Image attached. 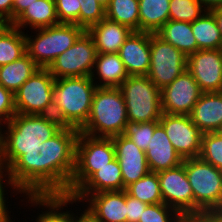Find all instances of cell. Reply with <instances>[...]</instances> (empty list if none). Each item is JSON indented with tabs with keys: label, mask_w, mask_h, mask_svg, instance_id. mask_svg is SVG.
<instances>
[{
	"label": "cell",
	"mask_w": 222,
	"mask_h": 222,
	"mask_svg": "<svg viewBox=\"0 0 222 222\" xmlns=\"http://www.w3.org/2000/svg\"><path fill=\"white\" fill-rule=\"evenodd\" d=\"M78 135V129L63 127L37 148L25 150V154L6 170L20 196L68 191L75 171Z\"/></svg>",
	"instance_id": "6da1fadb"
},
{
	"label": "cell",
	"mask_w": 222,
	"mask_h": 222,
	"mask_svg": "<svg viewBox=\"0 0 222 222\" xmlns=\"http://www.w3.org/2000/svg\"><path fill=\"white\" fill-rule=\"evenodd\" d=\"M63 127L53 115L16 113L1 126L0 166L6 171L25 150L37 148Z\"/></svg>",
	"instance_id": "7a4b0ae2"
},
{
	"label": "cell",
	"mask_w": 222,
	"mask_h": 222,
	"mask_svg": "<svg viewBox=\"0 0 222 222\" xmlns=\"http://www.w3.org/2000/svg\"><path fill=\"white\" fill-rule=\"evenodd\" d=\"M96 88L90 76L55 79L52 115L64 127L80 130L89 118Z\"/></svg>",
	"instance_id": "3957f363"
},
{
	"label": "cell",
	"mask_w": 222,
	"mask_h": 222,
	"mask_svg": "<svg viewBox=\"0 0 222 222\" xmlns=\"http://www.w3.org/2000/svg\"><path fill=\"white\" fill-rule=\"evenodd\" d=\"M185 172L194 195V221L222 217V170L198 157L185 159Z\"/></svg>",
	"instance_id": "277c9868"
},
{
	"label": "cell",
	"mask_w": 222,
	"mask_h": 222,
	"mask_svg": "<svg viewBox=\"0 0 222 222\" xmlns=\"http://www.w3.org/2000/svg\"><path fill=\"white\" fill-rule=\"evenodd\" d=\"M127 122L126 104L121 90L97 87L89 118L79 132L94 137L112 138L123 134Z\"/></svg>",
	"instance_id": "5b68a950"
},
{
	"label": "cell",
	"mask_w": 222,
	"mask_h": 222,
	"mask_svg": "<svg viewBox=\"0 0 222 222\" xmlns=\"http://www.w3.org/2000/svg\"><path fill=\"white\" fill-rule=\"evenodd\" d=\"M85 30L76 24L60 23L54 26L26 30V51L40 67L48 68L60 54L71 47Z\"/></svg>",
	"instance_id": "8992f818"
},
{
	"label": "cell",
	"mask_w": 222,
	"mask_h": 222,
	"mask_svg": "<svg viewBox=\"0 0 222 222\" xmlns=\"http://www.w3.org/2000/svg\"><path fill=\"white\" fill-rule=\"evenodd\" d=\"M118 88L126 104L128 121H159L163 114L161 89L147 75L129 76Z\"/></svg>",
	"instance_id": "52a82bcc"
},
{
	"label": "cell",
	"mask_w": 222,
	"mask_h": 222,
	"mask_svg": "<svg viewBox=\"0 0 222 222\" xmlns=\"http://www.w3.org/2000/svg\"><path fill=\"white\" fill-rule=\"evenodd\" d=\"M116 158L112 138L94 137L79 132L76 143L75 171L68 191L71 196L94 172Z\"/></svg>",
	"instance_id": "ba28073f"
},
{
	"label": "cell",
	"mask_w": 222,
	"mask_h": 222,
	"mask_svg": "<svg viewBox=\"0 0 222 222\" xmlns=\"http://www.w3.org/2000/svg\"><path fill=\"white\" fill-rule=\"evenodd\" d=\"M55 78L47 68H39L14 93L17 113L52 115Z\"/></svg>",
	"instance_id": "9c48e42d"
},
{
	"label": "cell",
	"mask_w": 222,
	"mask_h": 222,
	"mask_svg": "<svg viewBox=\"0 0 222 222\" xmlns=\"http://www.w3.org/2000/svg\"><path fill=\"white\" fill-rule=\"evenodd\" d=\"M97 54L92 36L84 31L47 69L55 79L88 77L92 74Z\"/></svg>",
	"instance_id": "30bf717a"
},
{
	"label": "cell",
	"mask_w": 222,
	"mask_h": 222,
	"mask_svg": "<svg viewBox=\"0 0 222 222\" xmlns=\"http://www.w3.org/2000/svg\"><path fill=\"white\" fill-rule=\"evenodd\" d=\"M185 70L187 56L156 34L150 33V68L147 76L154 85L162 89Z\"/></svg>",
	"instance_id": "8fae6325"
},
{
	"label": "cell",
	"mask_w": 222,
	"mask_h": 222,
	"mask_svg": "<svg viewBox=\"0 0 222 222\" xmlns=\"http://www.w3.org/2000/svg\"><path fill=\"white\" fill-rule=\"evenodd\" d=\"M157 175L163 203L188 222L194 221V195L185 172V159L179 166L160 171Z\"/></svg>",
	"instance_id": "7c38bea8"
},
{
	"label": "cell",
	"mask_w": 222,
	"mask_h": 222,
	"mask_svg": "<svg viewBox=\"0 0 222 222\" xmlns=\"http://www.w3.org/2000/svg\"><path fill=\"white\" fill-rule=\"evenodd\" d=\"M159 123L182 159L199 157L203 132L191 121L190 116L163 113Z\"/></svg>",
	"instance_id": "4fadbf2b"
},
{
	"label": "cell",
	"mask_w": 222,
	"mask_h": 222,
	"mask_svg": "<svg viewBox=\"0 0 222 222\" xmlns=\"http://www.w3.org/2000/svg\"><path fill=\"white\" fill-rule=\"evenodd\" d=\"M202 93L196 80L185 70L172 83L161 89L162 112L189 116Z\"/></svg>",
	"instance_id": "5bb4252c"
},
{
	"label": "cell",
	"mask_w": 222,
	"mask_h": 222,
	"mask_svg": "<svg viewBox=\"0 0 222 222\" xmlns=\"http://www.w3.org/2000/svg\"><path fill=\"white\" fill-rule=\"evenodd\" d=\"M187 70L203 93L221 92L222 49L198 50L188 55Z\"/></svg>",
	"instance_id": "9a60e30c"
},
{
	"label": "cell",
	"mask_w": 222,
	"mask_h": 222,
	"mask_svg": "<svg viewBox=\"0 0 222 222\" xmlns=\"http://www.w3.org/2000/svg\"><path fill=\"white\" fill-rule=\"evenodd\" d=\"M98 222H127L126 191L72 194ZM83 202V204L81 203Z\"/></svg>",
	"instance_id": "2e32d148"
},
{
	"label": "cell",
	"mask_w": 222,
	"mask_h": 222,
	"mask_svg": "<svg viewBox=\"0 0 222 222\" xmlns=\"http://www.w3.org/2000/svg\"><path fill=\"white\" fill-rule=\"evenodd\" d=\"M115 156L120 164L123 190L150 172L145 151L124 135L112 137Z\"/></svg>",
	"instance_id": "e0dca14e"
},
{
	"label": "cell",
	"mask_w": 222,
	"mask_h": 222,
	"mask_svg": "<svg viewBox=\"0 0 222 222\" xmlns=\"http://www.w3.org/2000/svg\"><path fill=\"white\" fill-rule=\"evenodd\" d=\"M21 197H24L23 200L20 199L21 202L29 203L26 207L30 205V207L35 209L37 207V209L42 208L39 211L41 213L38 212L36 214L37 217L34 216L36 222H74V212L69 209L73 207L74 203L76 206H79L78 204L80 203V201L74 199L72 196L64 194L22 195ZM70 205L71 208H68ZM65 209L66 211H64Z\"/></svg>",
	"instance_id": "ac0fdd59"
},
{
	"label": "cell",
	"mask_w": 222,
	"mask_h": 222,
	"mask_svg": "<svg viewBox=\"0 0 222 222\" xmlns=\"http://www.w3.org/2000/svg\"><path fill=\"white\" fill-rule=\"evenodd\" d=\"M129 76L147 75L150 68V33L133 31L119 50Z\"/></svg>",
	"instance_id": "d6986e66"
},
{
	"label": "cell",
	"mask_w": 222,
	"mask_h": 222,
	"mask_svg": "<svg viewBox=\"0 0 222 222\" xmlns=\"http://www.w3.org/2000/svg\"><path fill=\"white\" fill-rule=\"evenodd\" d=\"M145 154L150 172L158 173L175 168L183 162L160 123L154 129Z\"/></svg>",
	"instance_id": "ffe728a7"
},
{
	"label": "cell",
	"mask_w": 222,
	"mask_h": 222,
	"mask_svg": "<svg viewBox=\"0 0 222 222\" xmlns=\"http://www.w3.org/2000/svg\"><path fill=\"white\" fill-rule=\"evenodd\" d=\"M189 116L203 133L222 131V92L202 93Z\"/></svg>",
	"instance_id": "44dd1931"
},
{
	"label": "cell",
	"mask_w": 222,
	"mask_h": 222,
	"mask_svg": "<svg viewBox=\"0 0 222 222\" xmlns=\"http://www.w3.org/2000/svg\"><path fill=\"white\" fill-rule=\"evenodd\" d=\"M87 32L92 36L98 53H119L121 46L133 31L105 17Z\"/></svg>",
	"instance_id": "7402d4cb"
},
{
	"label": "cell",
	"mask_w": 222,
	"mask_h": 222,
	"mask_svg": "<svg viewBox=\"0 0 222 222\" xmlns=\"http://www.w3.org/2000/svg\"><path fill=\"white\" fill-rule=\"evenodd\" d=\"M90 77L97 87L118 88L129 75L119 53H98Z\"/></svg>",
	"instance_id": "603a6c76"
},
{
	"label": "cell",
	"mask_w": 222,
	"mask_h": 222,
	"mask_svg": "<svg viewBox=\"0 0 222 222\" xmlns=\"http://www.w3.org/2000/svg\"><path fill=\"white\" fill-rule=\"evenodd\" d=\"M60 24L57 14L55 0H36L11 24L25 32L29 30L45 28Z\"/></svg>",
	"instance_id": "cb8c5ba5"
},
{
	"label": "cell",
	"mask_w": 222,
	"mask_h": 222,
	"mask_svg": "<svg viewBox=\"0 0 222 222\" xmlns=\"http://www.w3.org/2000/svg\"><path fill=\"white\" fill-rule=\"evenodd\" d=\"M123 190L120 164L115 158L94 172L73 194H95Z\"/></svg>",
	"instance_id": "d4e9b609"
},
{
	"label": "cell",
	"mask_w": 222,
	"mask_h": 222,
	"mask_svg": "<svg viewBox=\"0 0 222 222\" xmlns=\"http://www.w3.org/2000/svg\"><path fill=\"white\" fill-rule=\"evenodd\" d=\"M155 34L186 56L198 51L190 22L168 20Z\"/></svg>",
	"instance_id": "484cf974"
},
{
	"label": "cell",
	"mask_w": 222,
	"mask_h": 222,
	"mask_svg": "<svg viewBox=\"0 0 222 222\" xmlns=\"http://www.w3.org/2000/svg\"><path fill=\"white\" fill-rule=\"evenodd\" d=\"M39 68L26 53L18 60L0 66V84L14 94Z\"/></svg>",
	"instance_id": "4316f807"
},
{
	"label": "cell",
	"mask_w": 222,
	"mask_h": 222,
	"mask_svg": "<svg viewBox=\"0 0 222 222\" xmlns=\"http://www.w3.org/2000/svg\"><path fill=\"white\" fill-rule=\"evenodd\" d=\"M170 0H139V32L155 34L169 20Z\"/></svg>",
	"instance_id": "83f0119b"
},
{
	"label": "cell",
	"mask_w": 222,
	"mask_h": 222,
	"mask_svg": "<svg viewBox=\"0 0 222 222\" xmlns=\"http://www.w3.org/2000/svg\"><path fill=\"white\" fill-rule=\"evenodd\" d=\"M198 50L222 49V37L214 15L206 11L191 23Z\"/></svg>",
	"instance_id": "f1b7e54d"
},
{
	"label": "cell",
	"mask_w": 222,
	"mask_h": 222,
	"mask_svg": "<svg viewBox=\"0 0 222 222\" xmlns=\"http://www.w3.org/2000/svg\"><path fill=\"white\" fill-rule=\"evenodd\" d=\"M27 53L24 32L8 24L0 32V66L20 59Z\"/></svg>",
	"instance_id": "f546056e"
},
{
	"label": "cell",
	"mask_w": 222,
	"mask_h": 222,
	"mask_svg": "<svg viewBox=\"0 0 222 222\" xmlns=\"http://www.w3.org/2000/svg\"><path fill=\"white\" fill-rule=\"evenodd\" d=\"M105 17L132 31H139V0H110Z\"/></svg>",
	"instance_id": "4dcf8cb0"
},
{
	"label": "cell",
	"mask_w": 222,
	"mask_h": 222,
	"mask_svg": "<svg viewBox=\"0 0 222 222\" xmlns=\"http://www.w3.org/2000/svg\"><path fill=\"white\" fill-rule=\"evenodd\" d=\"M128 195L148 205L163 203L157 173L149 172L125 188Z\"/></svg>",
	"instance_id": "1f68e13d"
},
{
	"label": "cell",
	"mask_w": 222,
	"mask_h": 222,
	"mask_svg": "<svg viewBox=\"0 0 222 222\" xmlns=\"http://www.w3.org/2000/svg\"><path fill=\"white\" fill-rule=\"evenodd\" d=\"M206 11L198 0H170L169 20L192 23Z\"/></svg>",
	"instance_id": "d6a6232c"
},
{
	"label": "cell",
	"mask_w": 222,
	"mask_h": 222,
	"mask_svg": "<svg viewBox=\"0 0 222 222\" xmlns=\"http://www.w3.org/2000/svg\"><path fill=\"white\" fill-rule=\"evenodd\" d=\"M199 158L222 170V131L203 133Z\"/></svg>",
	"instance_id": "836d02e7"
},
{
	"label": "cell",
	"mask_w": 222,
	"mask_h": 222,
	"mask_svg": "<svg viewBox=\"0 0 222 222\" xmlns=\"http://www.w3.org/2000/svg\"><path fill=\"white\" fill-rule=\"evenodd\" d=\"M158 124L159 121L143 123L128 121L122 135L129 138L141 150L146 151L153 136L154 129Z\"/></svg>",
	"instance_id": "e575fe53"
},
{
	"label": "cell",
	"mask_w": 222,
	"mask_h": 222,
	"mask_svg": "<svg viewBox=\"0 0 222 222\" xmlns=\"http://www.w3.org/2000/svg\"><path fill=\"white\" fill-rule=\"evenodd\" d=\"M139 222H188L175 209L164 203L148 205Z\"/></svg>",
	"instance_id": "d590c367"
},
{
	"label": "cell",
	"mask_w": 222,
	"mask_h": 222,
	"mask_svg": "<svg viewBox=\"0 0 222 222\" xmlns=\"http://www.w3.org/2000/svg\"><path fill=\"white\" fill-rule=\"evenodd\" d=\"M80 11L78 26L87 31L105 18V8L97 0H78Z\"/></svg>",
	"instance_id": "8d00e7d4"
},
{
	"label": "cell",
	"mask_w": 222,
	"mask_h": 222,
	"mask_svg": "<svg viewBox=\"0 0 222 222\" xmlns=\"http://www.w3.org/2000/svg\"><path fill=\"white\" fill-rule=\"evenodd\" d=\"M59 23L78 25L80 3L78 0H55Z\"/></svg>",
	"instance_id": "74e56055"
},
{
	"label": "cell",
	"mask_w": 222,
	"mask_h": 222,
	"mask_svg": "<svg viewBox=\"0 0 222 222\" xmlns=\"http://www.w3.org/2000/svg\"><path fill=\"white\" fill-rule=\"evenodd\" d=\"M6 187L7 189L8 188L11 189L7 190ZM8 191L10 193L12 191L11 194H14L15 196L19 195L17 190H15L14 187L12 186L9 177L7 176V172L0 166V222H9L12 220L10 217L12 216L13 218V215H10L12 211H9L10 209H8L9 207L8 203H10L7 202Z\"/></svg>",
	"instance_id": "f35d334b"
},
{
	"label": "cell",
	"mask_w": 222,
	"mask_h": 222,
	"mask_svg": "<svg viewBox=\"0 0 222 222\" xmlns=\"http://www.w3.org/2000/svg\"><path fill=\"white\" fill-rule=\"evenodd\" d=\"M16 113L14 94L0 84V126L7 124Z\"/></svg>",
	"instance_id": "ab89813d"
},
{
	"label": "cell",
	"mask_w": 222,
	"mask_h": 222,
	"mask_svg": "<svg viewBox=\"0 0 222 222\" xmlns=\"http://www.w3.org/2000/svg\"><path fill=\"white\" fill-rule=\"evenodd\" d=\"M147 206L126 193L127 222H139Z\"/></svg>",
	"instance_id": "60d3db41"
},
{
	"label": "cell",
	"mask_w": 222,
	"mask_h": 222,
	"mask_svg": "<svg viewBox=\"0 0 222 222\" xmlns=\"http://www.w3.org/2000/svg\"><path fill=\"white\" fill-rule=\"evenodd\" d=\"M13 4L14 0H0V17L8 24L13 23Z\"/></svg>",
	"instance_id": "b9f144b4"
},
{
	"label": "cell",
	"mask_w": 222,
	"mask_h": 222,
	"mask_svg": "<svg viewBox=\"0 0 222 222\" xmlns=\"http://www.w3.org/2000/svg\"><path fill=\"white\" fill-rule=\"evenodd\" d=\"M36 0H14L13 4V22Z\"/></svg>",
	"instance_id": "7bdbcfd3"
},
{
	"label": "cell",
	"mask_w": 222,
	"mask_h": 222,
	"mask_svg": "<svg viewBox=\"0 0 222 222\" xmlns=\"http://www.w3.org/2000/svg\"><path fill=\"white\" fill-rule=\"evenodd\" d=\"M81 207L83 210H81ZM79 207H75L78 208L80 210H75L74 212V222H98L85 208L84 205ZM79 211V212H77ZM82 211V212H81ZM80 213V214H79ZM79 215V216H78Z\"/></svg>",
	"instance_id": "ee69618b"
},
{
	"label": "cell",
	"mask_w": 222,
	"mask_h": 222,
	"mask_svg": "<svg viewBox=\"0 0 222 222\" xmlns=\"http://www.w3.org/2000/svg\"><path fill=\"white\" fill-rule=\"evenodd\" d=\"M198 1L207 11H211L212 9L222 7V0H198Z\"/></svg>",
	"instance_id": "f6af8a7d"
},
{
	"label": "cell",
	"mask_w": 222,
	"mask_h": 222,
	"mask_svg": "<svg viewBox=\"0 0 222 222\" xmlns=\"http://www.w3.org/2000/svg\"><path fill=\"white\" fill-rule=\"evenodd\" d=\"M210 12L214 15L222 37V7L212 9Z\"/></svg>",
	"instance_id": "bcb514c9"
},
{
	"label": "cell",
	"mask_w": 222,
	"mask_h": 222,
	"mask_svg": "<svg viewBox=\"0 0 222 222\" xmlns=\"http://www.w3.org/2000/svg\"><path fill=\"white\" fill-rule=\"evenodd\" d=\"M191 222H222V217H206Z\"/></svg>",
	"instance_id": "7dc6e473"
},
{
	"label": "cell",
	"mask_w": 222,
	"mask_h": 222,
	"mask_svg": "<svg viewBox=\"0 0 222 222\" xmlns=\"http://www.w3.org/2000/svg\"><path fill=\"white\" fill-rule=\"evenodd\" d=\"M8 25V22H6L2 17H0V32Z\"/></svg>",
	"instance_id": "c3c4849f"
},
{
	"label": "cell",
	"mask_w": 222,
	"mask_h": 222,
	"mask_svg": "<svg viewBox=\"0 0 222 222\" xmlns=\"http://www.w3.org/2000/svg\"><path fill=\"white\" fill-rule=\"evenodd\" d=\"M97 1L106 9L110 0H97Z\"/></svg>",
	"instance_id": "681fc988"
},
{
	"label": "cell",
	"mask_w": 222,
	"mask_h": 222,
	"mask_svg": "<svg viewBox=\"0 0 222 222\" xmlns=\"http://www.w3.org/2000/svg\"><path fill=\"white\" fill-rule=\"evenodd\" d=\"M0 151H1V126H0Z\"/></svg>",
	"instance_id": "f907efd6"
}]
</instances>
